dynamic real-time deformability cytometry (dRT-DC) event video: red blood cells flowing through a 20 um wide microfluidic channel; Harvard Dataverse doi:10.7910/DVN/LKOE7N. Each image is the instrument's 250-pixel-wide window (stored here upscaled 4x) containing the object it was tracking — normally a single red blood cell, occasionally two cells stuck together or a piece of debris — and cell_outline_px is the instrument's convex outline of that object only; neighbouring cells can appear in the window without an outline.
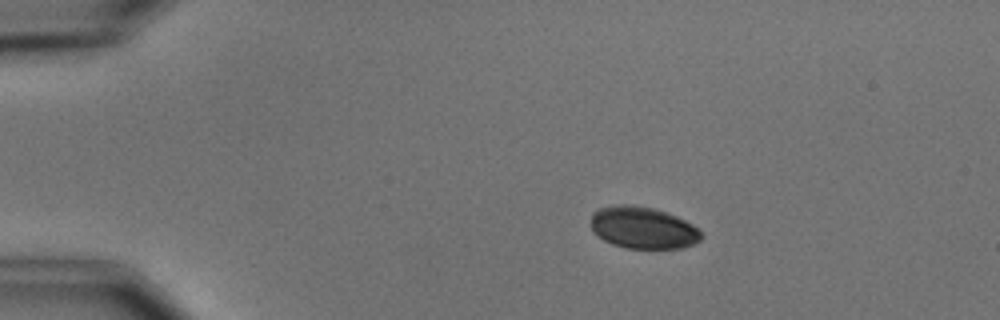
{"species": "common noctule bat (a hibernating species)", "species_latin": "Nyctalus noctula", "temperature_condition": "cold", "stored_images_in_passage": 9, "camera_frame_rate_fps": 3000, "um_per_image_px": 0.085, "animal": {"sex": "male", "body_mass_g": 15.6}, "frame": {"image": 1, "passage_image": 2, "time_ms": 1.0, "image_size_px": [1000, 320], "cell_outline_px": [[704, 236], [700, 240], [692, 244], [680, 248], [624, 248], [612, 244], [604, 240], [592, 232], [592, 212], [600, 208], [616, 204], [628, 204], [652, 208], [676, 216], [700, 228]], "centroid_in_image_um": [54.65, 19.36], "position_along_channel_um": 30.3, "area_um2": 26.99}}
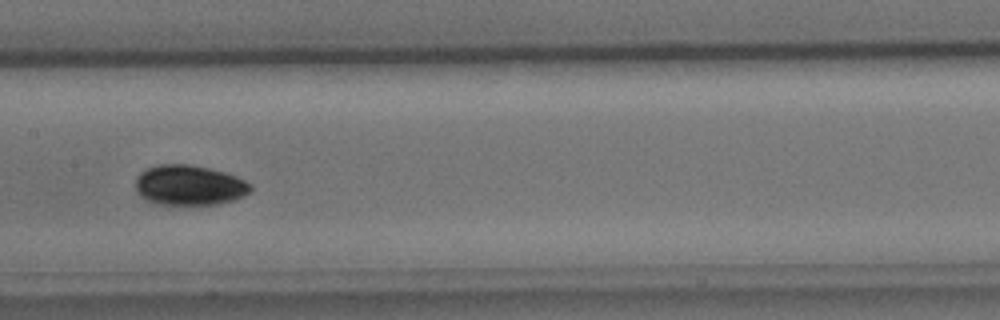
{"frame": {"image": 2, "passage_image": 7, "time_ms": 7.0, "image_size_px": [1000, 320], "cell_outline_px": [[252, 188], [244, 196], [232, 200], [216, 204], [152, 204], [144, 200], [136, 192], [136, 176], [140, 172], [148, 168], [160, 164], [192, 164], [224, 172], [236, 176], [252, 184]], "centroid_in_image_um": [16.05, 15.74], "position_along_channel_um": 191.3, "area_um2": 27.05}}
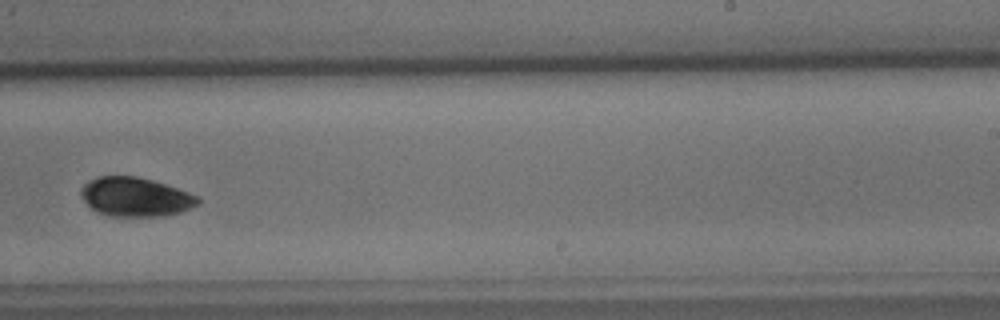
{"frame": {"image": 3, "passage_image": 9, "time_ms": 9.333, "image_size_px": [1000, 320], "cell_outline_px": [[200, 204], [180, 212], [160, 216], [112, 216], [100, 212], [92, 208], [80, 196], [80, 188], [88, 180], [96, 176], [136, 176], [152, 180], [200, 196]], "centroid_in_image_um": [11.51, 16.73], "position_along_channel_um": 277.5, "area_um2": 26.53}}